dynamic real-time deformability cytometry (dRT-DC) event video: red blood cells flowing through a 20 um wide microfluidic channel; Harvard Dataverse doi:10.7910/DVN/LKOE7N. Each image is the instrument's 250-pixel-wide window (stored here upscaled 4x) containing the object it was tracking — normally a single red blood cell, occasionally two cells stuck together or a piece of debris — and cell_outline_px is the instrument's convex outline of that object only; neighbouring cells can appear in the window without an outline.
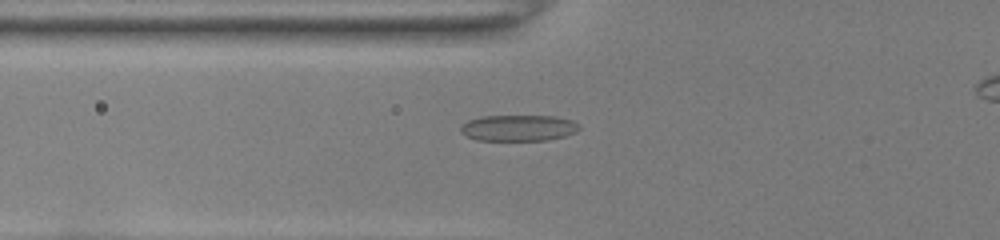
{"species": "common noctule bat (a hibernating species)", "species_latin": "Nyctalus noctula", "temperature_condition": "room temperature", "stored_images_in_passage": 4, "camera_frame_rate_fps": 3000, "um_per_image_px": 0.085, "animal": {"sex": "female", "body_mass_g": 22.0, "forearm_length_mm": 56.7}, "frame": {"image": 1, "passage_image": 4, "time_ms": 1.0, "image_size_px": [1000, 240], "cell_outline_px": [[580, 128], [576, 132], [564, 136], [548, 140], [476, 140], [460, 132], [460, 128], [468, 120], [480, 116], [556, 116], [572, 120], [580, 124]], "centroid_in_image_um": [44.09, 10.87], "position_along_channel_um": 81.7, "area_um2": 18.09}}